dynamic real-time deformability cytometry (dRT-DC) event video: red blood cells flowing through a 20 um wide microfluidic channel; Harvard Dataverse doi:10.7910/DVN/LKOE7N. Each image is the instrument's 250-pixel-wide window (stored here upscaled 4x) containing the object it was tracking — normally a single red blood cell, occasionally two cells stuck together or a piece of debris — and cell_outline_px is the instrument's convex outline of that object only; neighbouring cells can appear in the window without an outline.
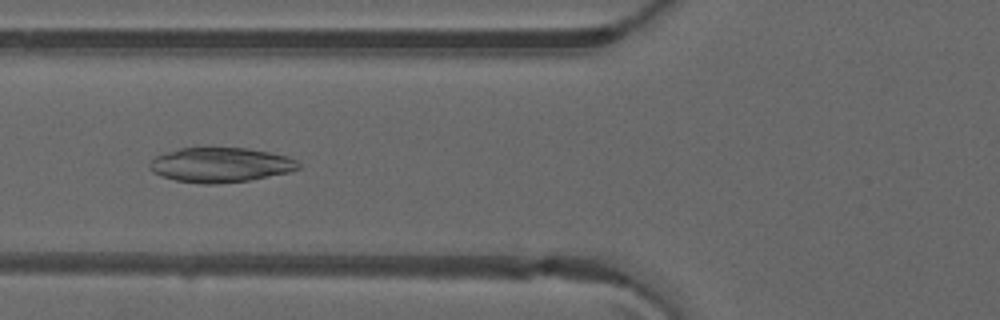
{"species": "common noctule bat (a hibernating species)", "species_latin": "Nyctalus noctula", "temperature_condition": "warm", "stored_images_in_passage": 50, "camera_frame_rate_fps": 3000, "um_per_image_px": 0.085, "animal": {"sex": "male", "forearm_length_mm": 52.5}, "frame": {"image": 1, "passage_image": 19, "time_ms": 6.0, "image_size_px": [1000, 320], "cell_outline_px": [[300, 168], [288, 172], [248, 180], [216, 184], [204, 184], [176, 180], [160, 176], [152, 172], [148, 168], [148, 164], [156, 156], [180, 148], [204, 144], [248, 148], [288, 156], [296, 160], [300, 164]], "centroid_in_image_um": [18.69, 13.97], "position_along_channel_um": 107.1, "area_um2": 30.92}}
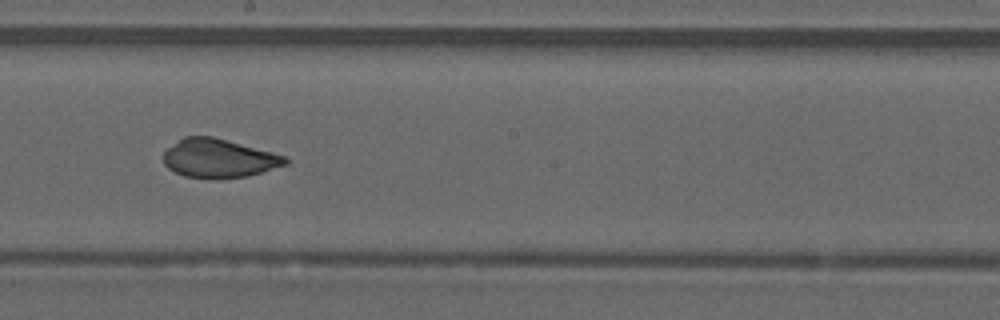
{"frame": {"image": 2, "passage_image": 28, "time_ms": 9.0, "image_size_px": [1000, 320], "cell_outline_px": [[288, 164], [248, 176], [212, 180], [184, 176], [168, 168], [164, 164], [164, 152], [168, 148], [184, 136], [212, 136], [288, 156]], "centroid_in_image_um": [18.62, 13.47], "position_along_channel_um": 229.6, "area_um2": 27.69}}
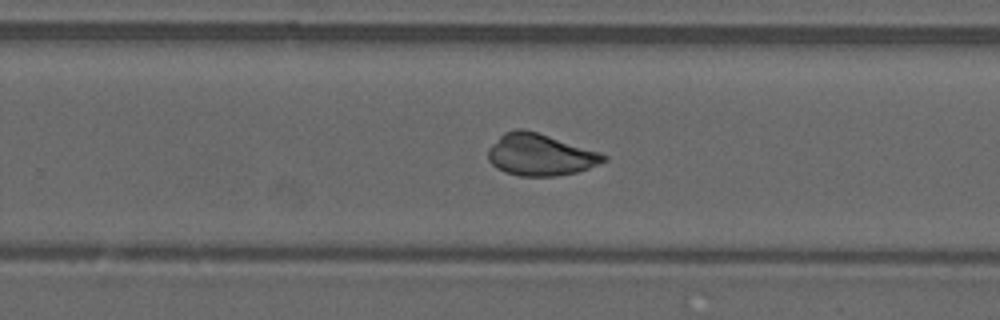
{"frame": {"image": 3, "passage_image": 32, "time_ms": 10.333, "image_size_px": [1000, 320], "cell_outline_px": [[608, 160], [588, 168], [576, 172], [556, 176], [520, 176], [504, 172], [496, 168], [488, 160], [488, 148], [504, 132], [516, 128], [524, 128], [600, 152], [608, 156]], "centroid_in_image_um": [45.9, 13.15], "position_along_channel_um": 283.9, "area_um2": 28.15}, "authors_computed_cell_mechanics": {"area_um2": 29.3335, "velocity_mm_per_s": 4.0917, "shape_relaxation_time_tau1_ms": null, "shape_relaxation_time_tau2_ms": 1.2071, "deformation_change_tau1": null, "deformation_change_tau2": 0.0535}}